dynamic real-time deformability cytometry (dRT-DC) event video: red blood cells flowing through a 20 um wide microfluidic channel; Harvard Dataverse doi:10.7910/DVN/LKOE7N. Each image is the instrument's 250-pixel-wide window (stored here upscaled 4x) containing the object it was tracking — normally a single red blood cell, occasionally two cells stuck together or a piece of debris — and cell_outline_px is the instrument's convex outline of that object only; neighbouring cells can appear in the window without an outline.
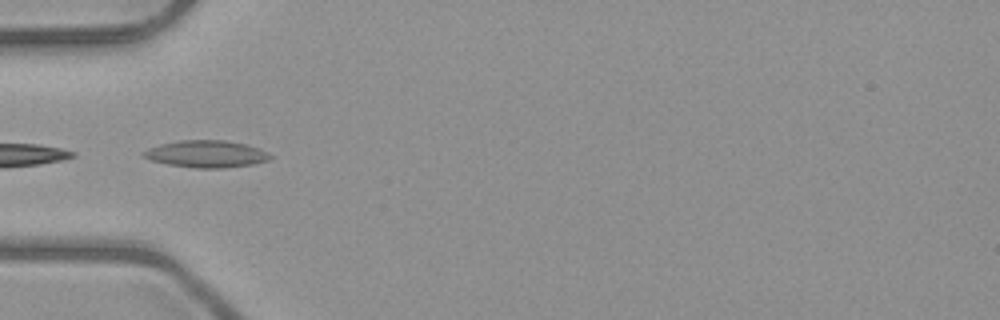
{"species": "common noctule bat (a hibernating species)", "species_latin": "Nyctalus noctula", "temperature_condition": "room temperature", "stored_images_in_passage": 7, "camera_frame_rate_fps": 3000, "um_per_image_px": 0.085, "animal": {"sex": "male", "body_mass_g": 23.1, "forearm_length_mm": 52.7}, "frame": {"image": 1, "passage_image": 4, "time_ms": 1.0, "image_size_px": [1000, 320], "cell_outline_px": [[272, 156], [268, 160], [252, 164], [220, 168], [196, 168], [168, 164], [152, 160], [144, 156], [140, 152], [148, 148], [160, 144], [180, 140], [224, 140], [248, 144]], "centroid_in_image_um": [17.49, 13.08], "position_along_channel_um": 67.5, "area_um2": 19.71}}